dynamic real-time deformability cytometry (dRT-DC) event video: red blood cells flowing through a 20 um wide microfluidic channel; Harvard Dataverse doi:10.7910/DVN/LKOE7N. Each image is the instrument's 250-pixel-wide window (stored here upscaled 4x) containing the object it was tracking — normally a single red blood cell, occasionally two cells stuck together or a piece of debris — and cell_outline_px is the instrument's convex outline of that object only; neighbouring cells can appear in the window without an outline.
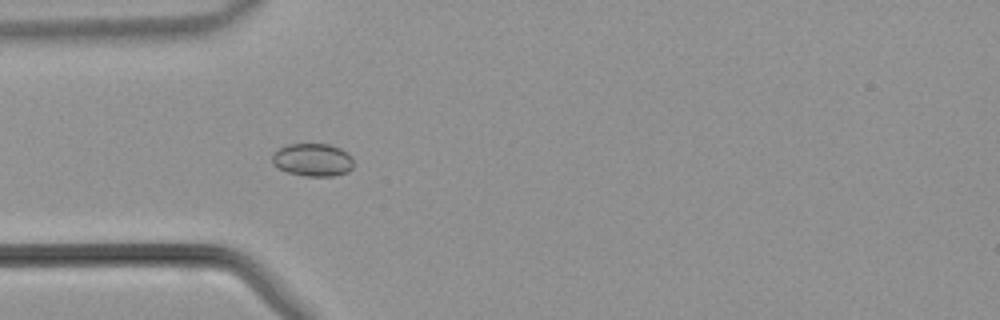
{"species": "common noctule bat (a hibernating species)", "species_latin": "Nyctalus noctula", "temperature_condition": "warm", "stored_images_in_passage": 37, "camera_frame_rate_fps": 3000, "um_per_image_px": 0.085, "animal": {"sex": "male", "body_mass_g": 21.5, "forearm_length_mm": 52.0}, "frame": {"image": 1, "passage_image": 6, "time_ms": 1.667, "image_size_px": [1000, 320], "cell_outline_px": [[352, 168], [348, 172], [332, 176], [304, 176], [288, 172], [276, 168], [272, 164], [272, 152], [288, 144], [328, 144], [340, 148], [348, 152], [352, 156]], "centroid_in_image_um": [26.56, 13.59], "position_along_channel_um": 58.4, "area_um2": 15.78}}
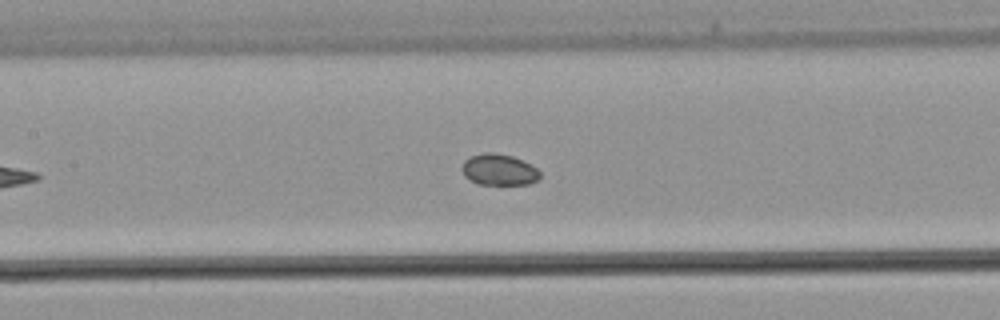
{"frame": {"image": 2, "passage_image": 13, "time_ms": 4.0, "image_size_px": [1000, 320], "cell_outline_px": [[540, 176], [536, 180], [528, 184], [480, 184], [468, 180], [464, 176], [460, 168], [464, 160], [468, 156], [484, 152], [496, 152], [512, 156], [536, 168], [540, 172]], "centroid_in_image_um": [42.33, 14.41], "position_along_channel_um": 165.1, "area_um2": 14.28}}
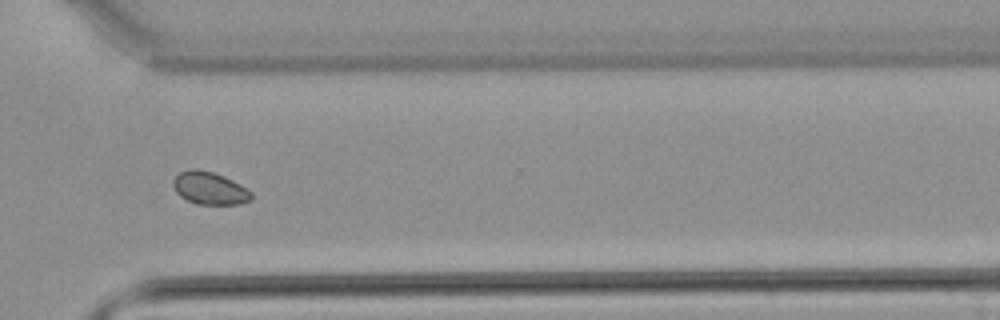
{"frame": {"image": 3, "passage_image": 25, "time_ms": 8.0, "image_size_px": [1000, 320], "cell_outline_px": [[252, 200], [240, 204], [196, 204], [180, 196], [176, 192], [172, 184], [172, 180], [180, 172], [192, 168], [196, 168], [212, 172], [224, 176], [240, 184], [252, 192]], "centroid_in_image_um": [17.82, 16.0], "position_along_channel_um": 352.8, "area_um2": 14.91}}